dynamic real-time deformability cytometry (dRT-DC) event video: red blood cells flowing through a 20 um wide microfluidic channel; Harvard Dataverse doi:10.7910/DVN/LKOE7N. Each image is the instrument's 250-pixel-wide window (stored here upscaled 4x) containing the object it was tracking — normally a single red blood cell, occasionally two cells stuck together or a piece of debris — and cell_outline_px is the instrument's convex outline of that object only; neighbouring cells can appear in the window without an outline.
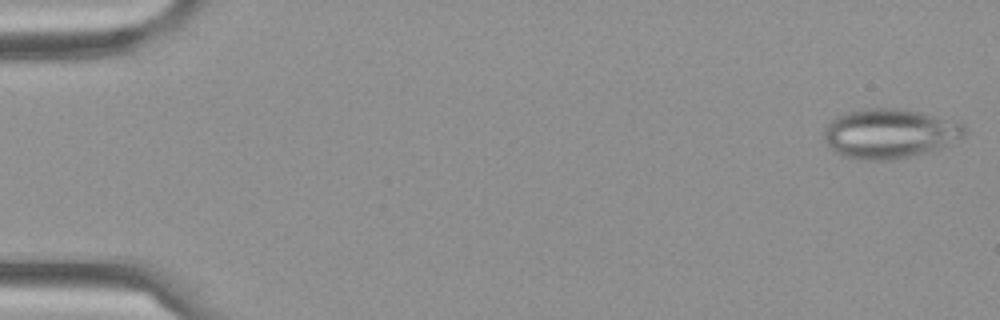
{"species": "Egyptian fruit bat (a non-hibernating species)", "species_latin": "Rousettus aegyptiacus", "temperature_condition": "cold", "stored_images_in_passage": 11, "camera_frame_rate_fps": 3000, "um_per_image_px": 0.085, "frame": {"image": 1, "passage_image": 1, "time_ms": 0.0, "image_size_px": [1000, 320], "cell_outline_px": [[968, 128], [964, 136], [932, 152], [916, 156], [892, 160], [856, 160], [844, 156], [836, 152], [828, 144], [824, 136], [824, 132], [828, 124], [836, 116], [848, 112], [868, 108], [900, 108], [920, 112], [964, 124]], "centroid_in_image_um": [75.65, 11.37], "position_along_channel_um": 9.4, "area_um2": 40.69}}